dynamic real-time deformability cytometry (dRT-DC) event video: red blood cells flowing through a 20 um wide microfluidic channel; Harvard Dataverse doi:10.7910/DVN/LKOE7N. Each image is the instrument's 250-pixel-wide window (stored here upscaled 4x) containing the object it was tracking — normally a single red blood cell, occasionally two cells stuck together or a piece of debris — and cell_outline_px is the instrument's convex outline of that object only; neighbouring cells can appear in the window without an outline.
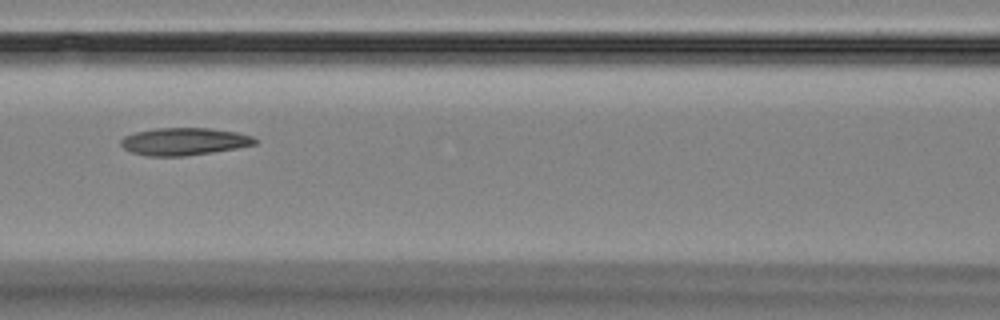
{"species": "Egyptian fruit bat (a non-hibernating species)", "species_latin": "Rousettus aegyptiacus", "temperature_condition": "room temperature", "stored_images_in_passage": 6, "camera_frame_rate_fps": 3000, "um_per_image_px": 0.085, "animal": {"sex": "female"}, "frame": {"image": 1, "passage_image": 6, "time_ms": 6.0, "image_size_px": [1000, 320], "cell_outline_px": [[260, 140], [256, 144], [236, 148], [212, 152], [184, 156], [148, 156], [132, 152], [124, 148], [120, 144], [120, 140], [124, 136], [136, 132], [152, 128], [208, 128], [236, 132], [252, 136]], "centroid_in_image_um": [15.65, 12.02], "position_along_channel_um": 151.0, "area_um2": 21.44}}